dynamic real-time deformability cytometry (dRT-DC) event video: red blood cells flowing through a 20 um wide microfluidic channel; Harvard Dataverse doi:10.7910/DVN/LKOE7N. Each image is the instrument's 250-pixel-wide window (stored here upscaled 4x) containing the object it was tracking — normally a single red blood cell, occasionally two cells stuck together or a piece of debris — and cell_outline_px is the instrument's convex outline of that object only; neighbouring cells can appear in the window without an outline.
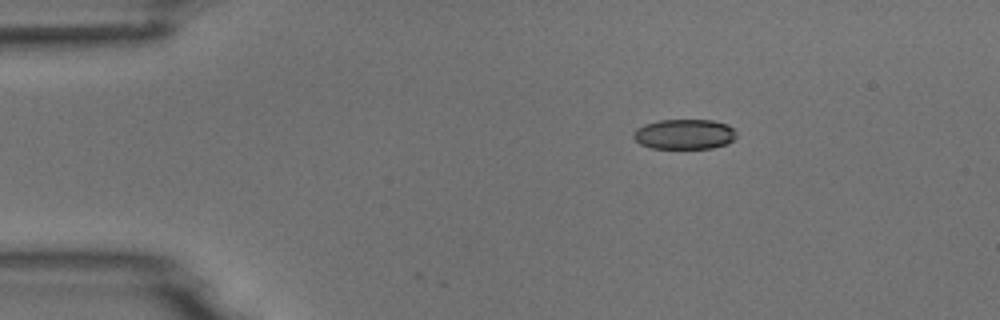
{"species": "common noctule bat (a hibernating species)", "species_latin": "Nyctalus noctula", "temperature_condition": "room temperature", "stored_images_in_passage": 4, "camera_frame_rate_fps": 3000, "um_per_image_px": 0.085, "animal": {"sex": "male", "body_mass_g": 18.8}, "frame": {"image": 1, "passage_image": 2, "time_ms": 2.333, "image_size_px": [1000, 320], "cell_outline_px": [[736, 136], [732, 140], [724, 144], [712, 148], [652, 148], [640, 144], [632, 136], [632, 132], [636, 128], [644, 124], [660, 120], [712, 120], [728, 124], [736, 132]], "centroid_in_image_um": [58.14, 11.4], "position_along_channel_um": 26.9, "area_um2": 18.03}}
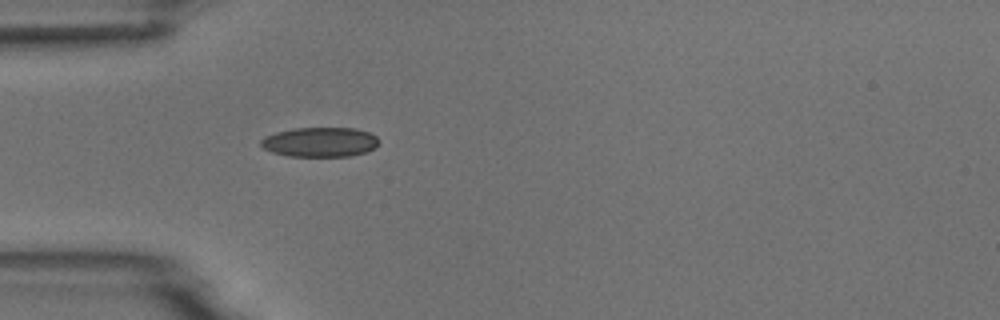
{"frame": {"image": 2, "passage_image": 4, "time_ms": 4.667, "image_size_px": [1000, 320], "cell_outline_px": [[380, 140], [376, 148], [364, 152], [348, 156], [288, 156], [272, 152], [264, 148], [260, 144], [260, 140], [264, 136], [276, 132], [292, 128], [356, 128], [368, 132], [376, 136]], "centroid_in_image_um": [27.2, 12.07], "position_along_channel_um": 57.8, "area_um2": 20.46}}